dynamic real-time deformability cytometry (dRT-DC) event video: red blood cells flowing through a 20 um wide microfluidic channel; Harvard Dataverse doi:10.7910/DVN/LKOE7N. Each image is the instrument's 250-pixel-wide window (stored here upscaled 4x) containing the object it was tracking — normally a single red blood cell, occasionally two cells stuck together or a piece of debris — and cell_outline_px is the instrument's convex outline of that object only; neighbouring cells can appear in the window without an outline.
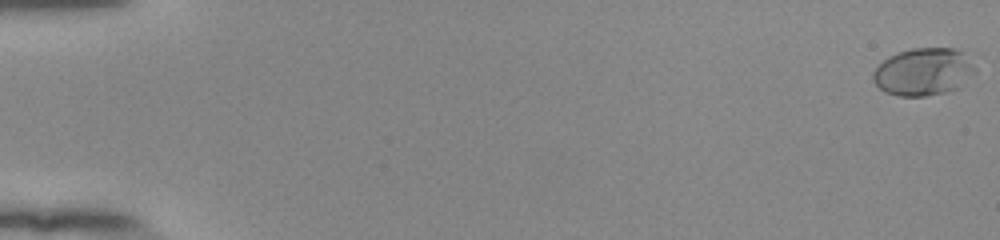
{"species": "human", "species_latin": "Homo sapiens", "temperature_condition": "room temperature", "stored_images_in_passage": 55, "camera_frame_rate_fps": 3000, "um_per_image_px": 0.085, "donor": {"sex": "female"}, "frame": {"image": 1, "passage_image": 1, "time_ms": 0.0, "image_size_px": [1000, 240], "cell_outline_px": [[976, 72], [960, 88], [944, 92], [924, 96], [896, 96], [884, 92], [872, 80], [872, 72], [888, 56], [912, 48], [956, 48], [976, 68]], "centroid_in_image_um": [78.47, 6.12], "position_along_channel_um": 6.5, "area_um2": 28.21}}
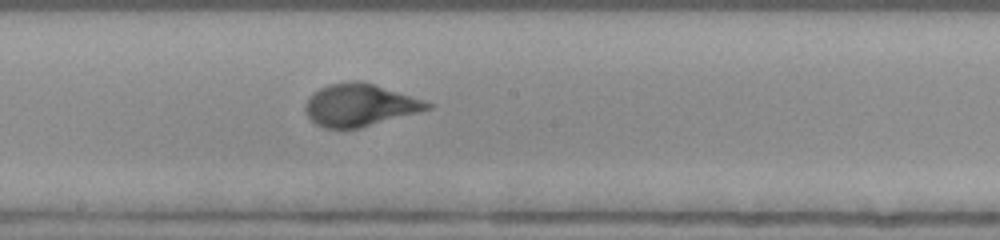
{"frame": {"image": 2, "passage_image": 32, "time_ms": 10.333, "image_size_px": [1000, 240], "cell_outline_px": [[436, 104], [432, 108], [360, 128], [324, 128], [316, 124], [308, 116], [304, 108], [304, 104], [308, 96], [320, 88], [328, 84], [352, 80], [356, 80], [372, 84]], "centroid_in_image_um": [30.54, 8.93], "position_along_channel_um": 217.7, "area_um2": 29.88}}
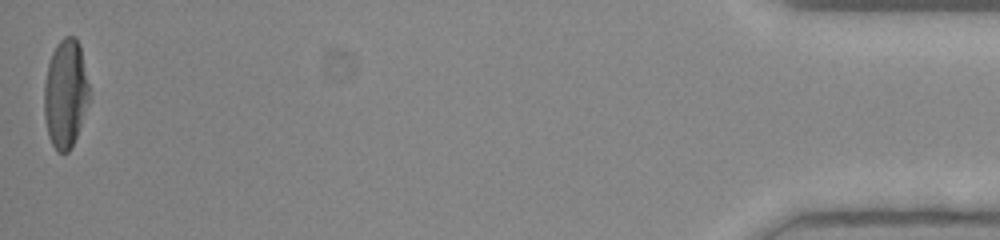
{"frame": {"image": 3, "passage_image": 55, "time_ms": 18.0, "image_size_px": [1000, 240], "cell_outline_px": [[88, 104], [76, 136], [68, 152], [56, 152], [48, 136], [44, 116], [44, 84], [48, 64], [52, 52], [56, 44], [64, 36], [76, 36], [80, 44], [88, 84]], "centroid_in_image_um": [5.54, 7.94], "position_along_channel_um": 429.7, "area_um2": 28.38}, "authors_computed_cell_mechanics": {"area_um2": 28.322, "velocity_mm_per_s": 3.8952, "shape_relaxation_time_tau1_ms": 3.174, "shape_relaxation_time_tau2_ms": null, "deformation_change_tau1": 0.1724, "deformation_change_tau2": null}}